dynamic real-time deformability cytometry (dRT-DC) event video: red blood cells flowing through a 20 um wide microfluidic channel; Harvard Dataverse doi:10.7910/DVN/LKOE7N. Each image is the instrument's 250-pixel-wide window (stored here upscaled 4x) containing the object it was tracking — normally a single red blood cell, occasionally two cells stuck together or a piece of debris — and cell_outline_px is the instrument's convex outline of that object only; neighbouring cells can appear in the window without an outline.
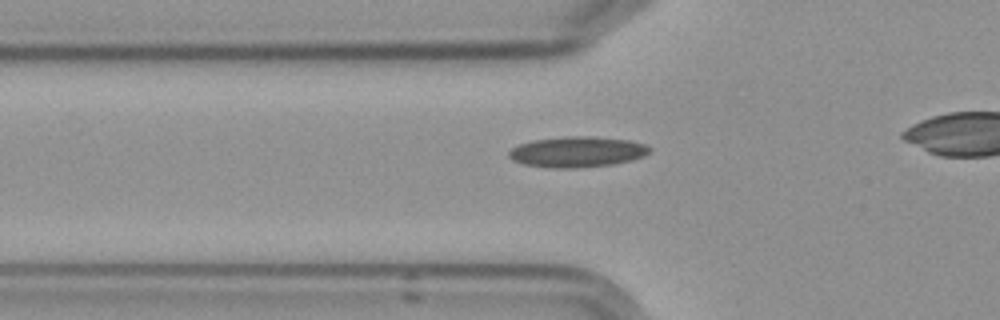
{"species": "Egyptian fruit bat (a non-hibernating species)", "species_latin": "Rousettus aegyptiacus", "temperature_condition": "cold", "stored_images_in_passage": 3, "camera_frame_rate_fps": 3000, "um_per_image_px": 0.085, "frame": {"image": 1, "passage_image": 3, "time_ms": 2.333, "image_size_px": [1000, 320], "cell_outline_px": [[652, 148], [644, 156], [632, 160], [612, 164], [576, 168], [548, 168], [524, 164], [512, 160], [508, 156], [508, 152], [512, 148], [520, 144], [532, 140], [568, 136], [596, 136], [628, 140], [644, 144]], "centroid_in_image_um": [49.05, 12.91], "position_along_channel_um": 76.8, "area_um2": 25.2}}